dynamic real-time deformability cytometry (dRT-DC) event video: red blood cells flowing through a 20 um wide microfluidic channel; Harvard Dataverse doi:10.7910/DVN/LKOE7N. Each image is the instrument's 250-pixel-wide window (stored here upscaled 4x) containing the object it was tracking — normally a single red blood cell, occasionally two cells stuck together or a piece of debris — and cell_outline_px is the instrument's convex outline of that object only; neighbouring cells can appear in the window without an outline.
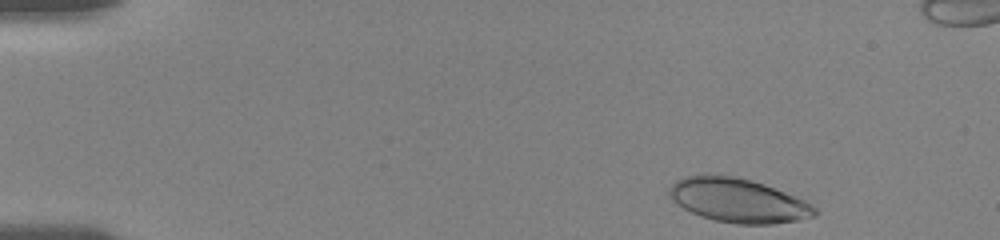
{"species": "human", "species_latin": "Homo sapiens", "temperature_condition": "room temperature", "stored_images_in_passage": 15, "camera_frame_rate_fps": 3000, "um_per_image_px": 0.085, "donor": {"sex": "female"}, "frame": {"image": 1, "passage_image": 1, "time_ms": 0.0, "image_size_px": [1000, 240], "cell_outline_px": [[820, 212], [816, 216], [796, 220], [772, 224], [736, 224], [716, 220], [700, 216], [684, 208], [672, 200], [668, 196], [668, 188], [676, 180], [684, 176], [704, 172], [708, 172], [736, 176], [752, 180], [764, 184], [804, 200], [812, 204]], "centroid_in_image_um": [62.7, 17.0], "position_along_channel_um": 22.3, "area_um2": 37.86}}
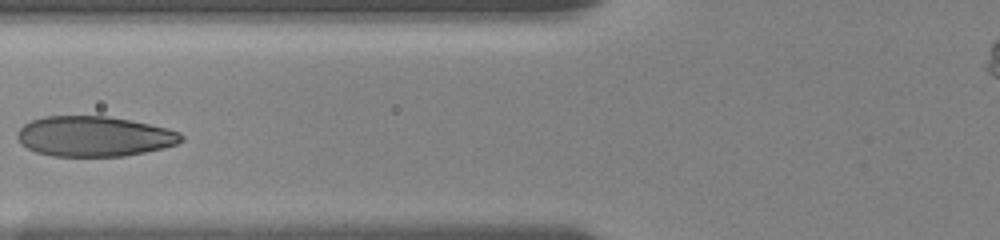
{"frame": {"image": 2, "passage_image": 12, "time_ms": 5.333, "image_size_px": [1000, 240], "cell_outline_px": [[184, 140], [176, 144], [164, 148], [124, 156], [52, 156], [36, 152], [20, 144], [16, 140], [16, 132], [24, 124], [32, 120], [44, 116], [108, 116], [132, 120], [168, 128], [180, 132], [184, 136]], "centroid_in_image_um": [8.0, 11.59], "position_along_channel_um": 117.8, "area_um2": 38.78}}
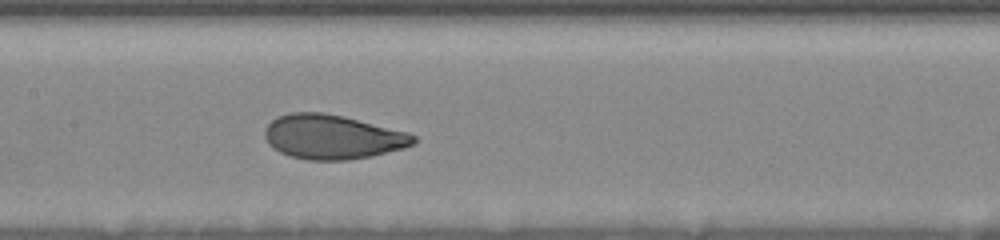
{"frame": {"image": 3, "passage_image": 15, "time_ms": 7.0, "image_size_px": [1000, 240], "cell_outline_px": [[416, 144], [404, 148], [372, 156], [348, 160], [308, 160], [288, 156], [272, 148], [268, 144], [264, 136], [264, 128], [272, 120], [280, 116], [292, 112], [324, 112], [344, 116], [408, 132], [416, 136]], "centroid_in_image_um": [28.26, 11.64], "position_along_channel_um": 179.1, "area_um2": 38.78}}